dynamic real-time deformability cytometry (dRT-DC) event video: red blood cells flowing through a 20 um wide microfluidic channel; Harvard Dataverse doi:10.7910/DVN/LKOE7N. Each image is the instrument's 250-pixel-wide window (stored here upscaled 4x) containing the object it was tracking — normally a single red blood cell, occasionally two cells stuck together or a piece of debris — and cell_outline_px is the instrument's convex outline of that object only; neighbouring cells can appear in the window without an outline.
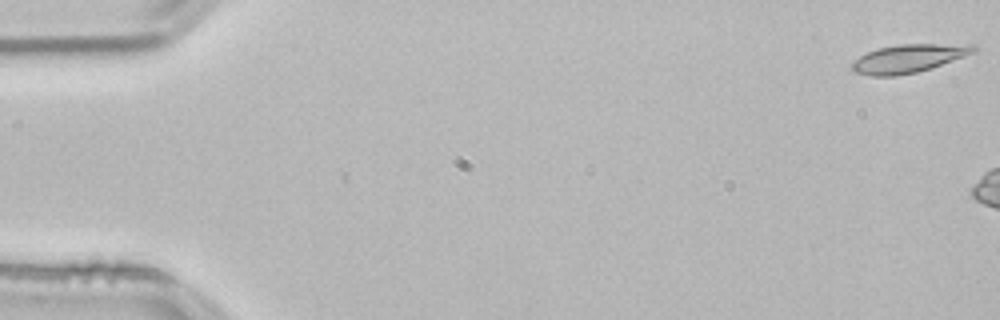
{"species": "common noctule bat (a hibernating species)", "species_latin": "Nyctalus noctula", "temperature_condition": "room temperature", "stored_images_in_passage": 6, "camera_frame_rate_fps": 3000, "um_per_image_px": 0.085, "animal": {"sex": "male", "body_mass_g": 21.5, "forearm_length_mm": 52.0}, "frame": {"image": 1, "passage_image": 1, "time_ms": 0.0, "image_size_px": [1000, 320], "cell_outline_px": [[976, 48], [972, 52], [964, 56], [932, 68], [916, 72], [896, 76], [872, 76], [856, 72], [852, 68], [852, 64], [860, 56], [876, 48], [896, 44], [972, 44]], "centroid_in_image_um": [77.21, 4.96], "position_along_channel_um": 7.8, "area_um2": 19.83}}